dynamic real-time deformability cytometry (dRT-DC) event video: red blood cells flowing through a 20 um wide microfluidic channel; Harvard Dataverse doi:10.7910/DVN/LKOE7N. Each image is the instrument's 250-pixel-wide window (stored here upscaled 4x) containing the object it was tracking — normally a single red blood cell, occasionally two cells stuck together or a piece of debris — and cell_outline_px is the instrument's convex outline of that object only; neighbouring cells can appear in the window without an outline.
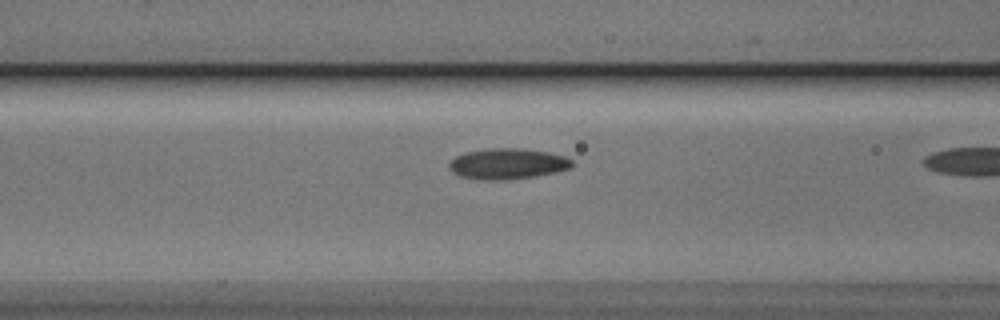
{"species": "Egyptian fruit bat (a non-hibernating species)", "species_latin": "Rousettus aegyptiacus", "temperature_condition": "cold", "stored_images_in_passage": 7, "camera_frame_rate_fps": 3000, "um_per_image_px": 0.085, "animal": {"sex": "male"}, "frame": {"image": 1, "passage_image": 6, "time_ms": 1.667, "image_size_px": [1000, 320], "cell_outline_px": [[572, 168], [556, 172], [536, 176], [508, 180], [480, 180], [460, 176], [452, 172], [448, 168], [448, 164], [456, 156], [464, 152], [484, 148], [520, 148], [548, 152], [564, 156], [572, 160]], "centroid_in_image_um": [43.12, 13.92], "position_along_channel_um": 123.5, "area_um2": 22.31}}